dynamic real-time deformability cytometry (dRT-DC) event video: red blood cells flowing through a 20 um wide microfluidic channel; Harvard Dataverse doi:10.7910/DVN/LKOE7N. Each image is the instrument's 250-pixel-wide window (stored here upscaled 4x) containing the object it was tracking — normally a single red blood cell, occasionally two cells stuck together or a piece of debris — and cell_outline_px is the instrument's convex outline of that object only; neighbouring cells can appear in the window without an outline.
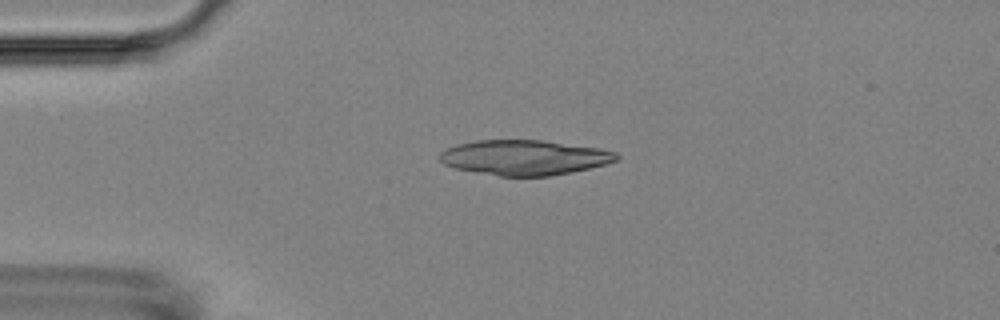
{"species": "Egyptian fruit bat (a non-hibernating species)", "species_latin": "Rousettus aegyptiacus", "temperature_condition": "room temperature", "stored_images_in_passage": 40, "camera_frame_rate_fps": 3000, "um_per_image_px": 0.085, "animal": {"sex": "female"}, "frame": {"image": 1, "passage_image": 2, "time_ms": 0.333, "image_size_px": [1000, 320], "cell_outline_px": [[620, 156], [616, 160], [604, 164], [588, 168], [552, 176], [500, 176], [476, 172], [456, 168], [444, 164], [440, 160], [440, 152], [456, 144], [476, 140], [544, 140], [600, 148], [616, 152]], "centroid_in_image_um": [44.57, 13.38], "position_along_channel_um": 40.4, "area_um2": 36.01}}